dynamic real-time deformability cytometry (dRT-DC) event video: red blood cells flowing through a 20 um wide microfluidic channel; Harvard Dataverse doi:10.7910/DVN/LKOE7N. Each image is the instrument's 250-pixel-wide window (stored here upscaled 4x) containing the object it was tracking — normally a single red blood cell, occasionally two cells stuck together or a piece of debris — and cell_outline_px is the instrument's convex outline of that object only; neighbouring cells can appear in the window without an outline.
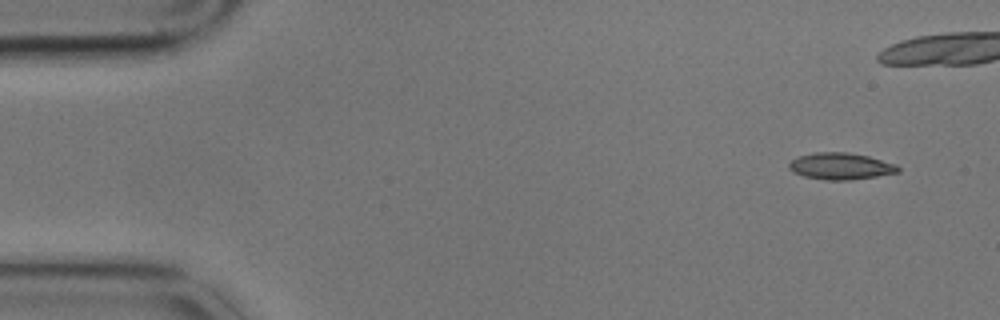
{"species": "common noctule bat (a hibernating species)", "species_latin": "Nyctalus noctula", "temperature_condition": "cold", "stored_images_in_passage": 6, "camera_frame_rate_fps": 3000, "um_per_image_px": 0.085, "animal": {"sex": "male", "body_mass_g": 17.9}, "frame": {"image": 1, "passage_image": 1, "time_ms": 0.0, "image_size_px": [1000, 320], "cell_outline_px": [[900, 172], [852, 180], [824, 180], [804, 176], [792, 172], [788, 168], [788, 164], [792, 160], [800, 156], [816, 152], [848, 152], [868, 156], [896, 164], [900, 168]], "centroid_in_image_um": [71.46, 14.13], "position_along_channel_um": 13.5, "area_um2": 16.99}}